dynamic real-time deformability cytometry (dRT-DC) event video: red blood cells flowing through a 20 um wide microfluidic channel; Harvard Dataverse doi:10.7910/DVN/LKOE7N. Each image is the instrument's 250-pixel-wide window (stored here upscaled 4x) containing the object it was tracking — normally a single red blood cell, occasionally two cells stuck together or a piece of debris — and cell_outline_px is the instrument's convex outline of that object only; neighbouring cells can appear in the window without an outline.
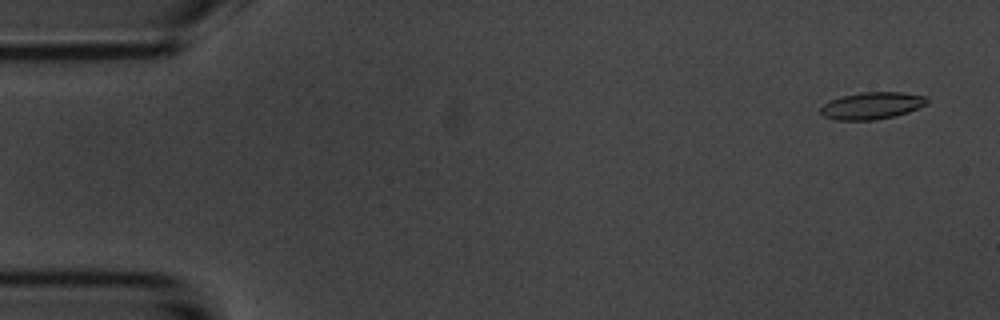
{"species": "common noctule bat (a hibernating species)", "species_latin": "Nyctalus noctula", "temperature_condition": "room temperature", "stored_images_in_passage": 3, "camera_frame_rate_fps": 3000, "um_per_image_px": 0.085, "animal": {"sex": "male", "body_mass_g": 20.1, "forearm_length_mm": 53.5}, "frame": {"image": 1, "passage_image": 1, "time_ms": 0.0, "image_size_px": [1000, 320], "cell_outline_px": [[928, 104], [908, 112], [876, 120], [836, 120], [824, 116], [820, 112], [820, 108], [824, 104], [832, 100], [844, 96], [860, 92], [900, 92], [924, 96], [928, 100]], "centroid_in_image_um": [74.12, 8.98], "position_along_channel_um": 10.9, "area_um2": 16.59}}